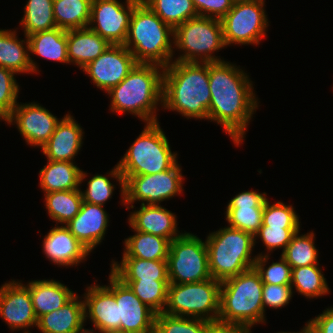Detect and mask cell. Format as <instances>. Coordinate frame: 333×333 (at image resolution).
Listing matches in <instances>:
<instances>
[{"label":"cell","mask_w":333,"mask_h":333,"mask_svg":"<svg viewBox=\"0 0 333 333\" xmlns=\"http://www.w3.org/2000/svg\"><path fill=\"white\" fill-rule=\"evenodd\" d=\"M211 277L219 282L254 267V236L229 226L209 233L205 240Z\"/></svg>","instance_id":"52a82bcc"},{"label":"cell","mask_w":333,"mask_h":333,"mask_svg":"<svg viewBox=\"0 0 333 333\" xmlns=\"http://www.w3.org/2000/svg\"><path fill=\"white\" fill-rule=\"evenodd\" d=\"M269 255L259 253L254 263L255 270L259 273L263 283L278 284V285H291L292 267L280 255L279 261L272 262L268 267L266 266Z\"/></svg>","instance_id":"ab89813d"},{"label":"cell","mask_w":333,"mask_h":333,"mask_svg":"<svg viewBox=\"0 0 333 333\" xmlns=\"http://www.w3.org/2000/svg\"><path fill=\"white\" fill-rule=\"evenodd\" d=\"M103 333H128V332L121 331V330H108V331H104Z\"/></svg>","instance_id":"816d5d0a"},{"label":"cell","mask_w":333,"mask_h":333,"mask_svg":"<svg viewBox=\"0 0 333 333\" xmlns=\"http://www.w3.org/2000/svg\"><path fill=\"white\" fill-rule=\"evenodd\" d=\"M291 287L298 294L314 299L330 293L327 280L319 264L292 268Z\"/></svg>","instance_id":"836d02e7"},{"label":"cell","mask_w":333,"mask_h":333,"mask_svg":"<svg viewBox=\"0 0 333 333\" xmlns=\"http://www.w3.org/2000/svg\"><path fill=\"white\" fill-rule=\"evenodd\" d=\"M24 37V40L19 39L16 30L0 29V67L10 69L16 74L39 72L36 61L29 54L28 38Z\"/></svg>","instance_id":"cb8c5ba5"},{"label":"cell","mask_w":333,"mask_h":333,"mask_svg":"<svg viewBox=\"0 0 333 333\" xmlns=\"http://www.w3.org/2000/svg\"><path fill=\"white\" fill-rule=\"evenodd\" d=\"M177 162L172 168L148 175H122L125 181L126 210L133 209L134 202L145 205H160L183 193V174Z\"/></svg>","instance_id":"8fae6325"},{"label":"cell","mask_w":333,"mask_h":333,"mask_svg":"<svg viewBox=\"0 0 333 333\" xmlns=\"http://www.w3.org/2000/svg\"><path fill=\"white\" fill-rule=\"evenodd\" d=\"M26 286L30 290L37 319L58 310L76 295L72 289L54 279L29 281Z\"/></svg>","instance_id":"4316f807"},{"label":"cell","mask_w":333,"mask_h":333,"mask_svg":"<svg viewBox=\"0 0 333 333\" xmlns=\"http://www.w3.org/2000/svg\"><path fill=\"white\" fill-rule=\"evenodd\" d=\"M209 63L172 61L164 67L162 107L187 119L208 120Z\"/></svg>","instance_id":"7a4b0ae2"},{"label":"cell","mask_w":333,"mask_h":333,"mask_svg":"<svg viewBox=\"0 0 333 333\" xmlns=\"http://www.w3.org/2000/svg\"><path fill=\"white\" fill-rule=\"evenodd\" d=\"M29 54L37 55L50 61L69 64L67 53V31L56 27L27 36Z\"/></svg>","instance_id":"f546056e"},{"label":"cell","mask_w":333,"mask_h":333,"mask_svg":"<svg viewBox=\"0 0 333 333\" xmlns=\"http://www.w3.org/2000/svg\"><path fill=\"white\" fill-rule=\"evenodd\" d=\"M293 293L295 292L291 285L263 283L262 304L264 313L267 306L272 309L286 307L290 303Z\"/></svg>","instance_id":"f6af8a7d"},{"label":"cell","mask_w":333,"mask_h":333,"mask_svg":"<svg viewBox=\"0 0 333 333\" xmlns=\"http://www.w3.org/2000/svg\"><path fill=\"white\" fill-rule=\"evenodd\" d=\"M246 1H258V0H234V2H246Z\"/></svg>","instance_id":"f5cc1de1"},{"label":"cell","mask_w":333,"mask_h":333,"mask_svg":"<svg viewBox=\"0 0 333 333\" xmlns=\"http://www.w3.org/2000/svg\"><path fill=\"white\" fill-rule=\"evenodd\" d=\"M174 30L143 1L133 9L124 46L137 63L168 66L173 61Z\"/></svg>","instance_id":"5b68a950"},{"label":"cell","mask_w":333,"mask_h":333,"mask_svg":"<svg viewBox=\"0 0 333 333\" xmlns=\"http://www.w3.org/2000/svg\"><path fill=\"white\" fill-rule=\"evenodd\" d=\"M96 328L93 330V329H85L84 326L82 328H80L78 331H76L75 333H103L101 332L100 330H98L97 332Z\"/></svg>","instance_id":"f907efd6"},{"label":"cell","mask_w":333,"mask_h":333,"mask_svg":"<svg viewBox=\"0 0 333 333\" xmlns=\"http://www.w3.org/2000/svg\"><path fill=\"white\" fill-rule=\"evenodd\" d=\"M164 67L137 63L128 75L107 92L113 113H130L146 123L158 122L156 109L163 103Z\"/></svg>","instance_id":"3957f363"},{"label":"cell","mask_w":333,"mask_h":333,"mask_svg":"<svg viewBox=\"0 0 333 333\" xmlns=\"http://www.w3.org/2000/svg\"><path fill=\"white\" fill-rule=\"evenodd\" d=\"M111 272L121 281H169L167 260H145L122 257L112 260Z\"/></svg>","instance_id":"f1b7e54d"},{"label":"cell","mask_w":333,"mask_h":333,"mask_svg":"<svg viewBox=\"0 0 333 333\" xmlns=\"http://www.w3.org/2000/svg\"><path fill=\"white\" fill-rule=\"evenodd\" d=\"M265 192L256 190L239 192L226 207L225 218L229 227L251 233L253 236L262 226L263 209L268 199Z\"/></svg>","instance_id":"ac0fdd59"},{"label":"cell","mask_w":333,"mask_h":333,"mask_svg":"<svg viewBox=\"0 0 333 333\" xmlns=\"http://www.w3.org/2000/svg\"><path fill=\"white\" fill-rule=\"evenodd\" d=\"M198 16L222 19L233 7L234 0H192Z\"/></svg>","instance_id":"bcb514c9"},{"label":"cell","mask_w":333,"mask_h":333,"mask_svg":"<svg viewBox=\"0 0 333 333\" xmlns=\"http://www.w3.org/2000/svg\"><path fill=\"white\" fill-rule=\"evenodd\" d=\"M177 162V152L171 151L159 121L146 123L120 161L106 174L118 182L121 203L125 205V181L122 175L155 174L172 168Z\"/></svg>","instance_id":"277c9868"},{"label":"cell","mask_w":333,"mask_h":333,"mask_svg":"<svg viewBox=\"0 0 333 333\" xmlns=\"http://www.w3.org/2000/svg\"><path fill=\"white\" fill-rule=\"evenodd\" d=\"M60 120L39 103L18 102L5 123L16 124L27 145L41 148L49 140Z\"/></svg>","instance_id":"2e32d148"},{"label":"cell","mask_w":333,"mask_h":333,"mask_svg":"<svg viewBox=\"0 0 333 333\" xmlns=\"http://www.w3.org/2000/svg\"><path fill=\"white\" fill-rule=\"evenodd\" d=\"M263 282L255 268L221 282L218 320L252 328L264 324Z\"/></svg>","instance_id":"8992f818"},{"label":"cell","mask_w":333,"mask_h":333,"mask_svg":"<svg viewBox=\"0 0 333 333\" xmlns=\"http://www.w3.org/2000/svg\"><path fill=\"white\" fill-rule=\"evenodd\" d=\"M184 232L170 242L167 257L169 283H194L212 278L205 241Z\"/></svg>","instance_id":"30bf717a"},{"label":"cell","mask_w":333,"mask_h":333,"mask_svg":"<svg viewBox=\"0 0 333 333\" xmlns=\"http://www.w3.org/2000/svg\"><path fill=\"white\" fill-rule=\"evenodd\" d=\"M300 230V227L261 226L254 235V245H256V240L259 238L263 242V246L266 247L267 253L265 252V255H271L269 253L280 248L283 252L292 237Z\"/></svg>","instance_id":"b9f144b4"},{"label":"cell","mask_w":333,"mask_h":333,"mask_svg":"<svg viewBox=\"0 0 333 333\" xmlns=\"http://www.w3.org/2000/svg\"><path fill=\"white\" fill-rule=\"evenodd\" d=\"M111 44L89 27L67 31V53L69 64L79 69L95 60Z\"/></svg>","instance_id":"d4e9b609"},{"label":"cell","mask_w":333,"mask_h":333,"mask_svg":"<svg viewBox=\"0 0 333 333\" xmlns=\"http://www.w3.org/2000/svg\"><path fill=\"white\" fill-rule=\"evenodd\" d=\"M209 89L211 101L208 120L222 126L235 146L241 145L254 111L259 109L249 75L231 62H211Z\"/></svg>","instance_id":"6da1fadb"},{"label":"cell","mask_w":333,"mask_h":333,"mask_svg":"<svg viewBox=\"0 0 333 333\" xmlns=\"http://www.w3.org/2000/svg\"><path fill=\"white\" fill-rule=\"evenodd\" d=\"M109 178L102 174H95L90 178L87 181L86 190H81L83 202L104 206L106 201L112 198L114 189H116Z\"/></svg>","instance_id":"ee69618b"},{"label":"cell","mask_w":333,"mask_h":333,"mask_svg":"<svg viewBox=\"0 0 333 333\" xmlns=\"http://www.w3.org/2000/svg\"><path fill=\"white\" fill-rule=\"evenodd\" d=\"M207 320L157 313L154 333H206Z\"/></svg>","instance_id":"f35d334b"},{"label":"cell","mask_w":333,"mask_h":333,"mask_svg":"<svg viewBox=\"0 0 333 333\" xmlns=\"http://www.w3.org/2000/svg\"><path fill=\"white\" fill-rule=\"evenodd\" d=\"M221 282L210 278L194 283H169L163 313L218 320Z\"/></svg>","instance_id":"9c48e42d"},{"label":"cell","mask_w":333,"mask_h":333,"mask_svg":"<svg viewBox=\"0 0 333 333\" xmlns=\"http://www.w3.org/2000/svg\"><path fill=\"white\" fill-rule=\"evenodd\" d=\"M277 333H318L315 326L311 323V321L309 320L305 326L303 327V329H301V331H297V332H277Z\"/></svg>","instance_id":"681fc988"},{"label":"cell","mask_w":333,"mask_h":333,"mask_svg":"<svg viewBox=\"0 0 333 333\" xmlns=\"http://www.w3.org/2000/svg\"><path fill=\"white\" fill-rule=\"evenodd\" d=\"M292 205L278 201L271 204L268 199L263 209L262 226L300 227V220Z\"/></svg>","instance_id":"60d3db41"},{"label":"cell","mask_w":333,"mask_h":333,"mask_svg":"<svg viewBox=\"0 0 333 333\" xmlns=\"http://www.w3.org/2000/svg\"><path fill=\"white\" fill-rule=\"evenodd\" d=\"M84 131L70 113L57 123L49 140L41 147L47 160L73 162L81 150Z\"/></svg>","instance_id":"7402d4cb"},{"label":"cell","mask_w":333,"mask_h":333,"mask_svg":"<svg viewBox=\"0 0 333 333\" xmlns=\"http://www.w3.org/2000/svg\"><path fill=\"white\" fill-rule=\"evenodd\" d=\"M251 329L237 323L220 320L207 321L206 333H251Z\"/></svg>","instance_id":"7dc6e473"},{"label":"cell","mask_w":333,"mask_h":333,"mask_svg":"<svg viewBox=\"0 0 333 333\" xmlns=\"http://www.w3.org/2000/svg\"><path fill=\"white\" fill-rule=\"evenodd\" d=\"M82 297L84 300L85 323L92 322L101 332L120 330L118 304L114 294L105 286L94 283L88 286Z\"/></svg>","instance_id":"d6986e66"},{"label":"cell","mask_w":333,"mask_h":333,"mask_svg":"<svg viewBox=\"0 0 333 333\" xmlns=\"http://www.w3.org/2000/svg\"><path fill=\"white\" fill-rule=\"evenodd\" d=\"M220 19L197 16L174 29L173 48L182 54L173 61L211 63L224 61L214 52L225 48Z\"/></svg>","instance_id":"ba28073f"},{"label":"cell","mask_w":333,"mask_h":333,"mask_svg":"<svg viewBox=\"0 0 333 333\" xmlns=\"http://www.w3.org/2000/svg\"><path fill=\"white\" fill-rule=\"evenodd\" d=\"M92 0L89 28L111 45H124L131 14L141 0Z\"/></svg>","instance_id":"4fadbf2b"},{"label":"cell","mask_w":333,"mask_h":333,"mask_svg":"<svg viewBox=\"0 0 333 333\" xmlns=\"http://www.w3.org/2000/svg\"><path fill=\"white\" fill-rule=\"evenodd\" d=\"M85 324L84 301L75 295L58 310L44 314L38 319L41 333H75Z\"/></svg>","instance_id":"83f0119b"},{"label":"cell","mask_w":333,"mask_h":333,"mask_svg":"<svg viewBox=\"0 0 333 333\" xmlns=\"http://www.w3.org/2000/svg\"><path fill=\"white\" fill-rule=\"evenodd\" d=\"M45 208L56 225H66L80 211L83 200L81 189L44 193Z\"/></svg>","instance_id":"1f68e13d"},{"label":"cell","mask_w":333,"mask_h":333,"mask_svg":"<svg viewBox=\"0 0 333 333\" xmlns=\"http://www.w3.org/2000/svg\"><path fill=\"white\" fill-rule=\"evenodd\" d=\"M54 0H28L24 7V15L20 21L24 35L55 29L53 12Z\"/></svg>","instance_id":"e575fe53"},{"label":"cell","mask_w":333,"mask_h":333,"mask_svg":"<svg viewBox=\"0 0 333 333\" xmlns=\"http://www.w3.org/2000/svg\"><path fill=\"white\" fill-rule=\"evenodd\" d=\"M43 253L59 266L72 267L83 263L91 253L65 225H55L43 239Z\"/></svg>","instance_id":"ffe728a7"},{"label":"cell","mask_w":333,"mask_h":333,"mask_svg":"<svg viewBox=\"0 0 333 333\" xmlns=\"http://www.w3.org/2000/svg\"><path fill=\"white\" fill-rule=\"evenodd\" d=\"M298 231L282 252L281 256L292 268L319 264L313 231L300 235Z\"/></svg>","instance_id":"8d00e7d4"},{"label":"cell","mask_w":333,"mask_h":333,"mask_svg":"<svg viewBox=\"0 0 333 333\" xmlns=\"http://www.w3.org/2000/svg\"><path fill=\"white\" fill-rule=\"evenodd\" d=\"M173 30L198 16L192 0H141Z\"/></svg>","instance_id":"d590c367"},{"label":"cell","mask_w":333,"mask_h":333,"mask_svg":"<svg viewBox=\"0 0 333 333\" xmlns=\"http://www.w3.org/2000/svg\"><path fill=\"white\" fill-rule=\"evenodd\" d=\"M310 321L318 333H333V307L326 308Z\"/></svg>","instance_id":"c3c4849f"},{"label":"cell","mask_w":333,"mask_h":333,"mask_svg":"<svg viewBox=\"0 0 333 333\" xmlns=\"http://www.w3.org/2000/svg\"><path fill=\"white\" fill-rule=\"evenodd\" d=\"M109 219L102 205L83 202L79 213L65 226L92 252L104 240Z\"/></svg>","instance_id":"44dd1931"},{"label":"cell","mask_w":333,"mask_h":333,"mask_svg":"<svg viewBox=\"0 0 333 333\" xmlns=\"http://www.w3.org/2000/svg\"><path fill=\"white\" fill-rule=\"evenodd\" d=\"M14 71L0 67V118L5 121L18 104L20 86L15 79Z\"/></svg>","instance_id":"7bdbcfd3"},{"label":"cell","mask_w":333,"mask_h":333,"mask_svg":"<svg viewBox=\"0 0 333 333\" xmlns=\"http://www.w3.org/2000/svg\"><path fill=\"white\" fill-rule=\"evenodd\" d=\"M136 64L134 56L124 45H110L81 70L97 88L107 93L118 85Z\"/></svg>","instance_id":"9a60e30c"},{"label":"cell","mask_w":333,"mask_h":333,"mask_svg":"<svg viewBox=\"0 0 333 333\" xmlns=\"http://www.w3.org/2000/svg\"><path fill=\"white\" fill-rule=\"evenodd\" d=\"M87 172L80 169L75 162L47 160L39 171L40 188L44 193L81 189Z\"/></svg>","instance_id":"484cf974"},{"label":"cell","mask_w":333,"mask_h":333,"mask_svg":"<svg viewBox=\"0 0 333 333\" xmlns=\"http://www.w3.org/2000/svg\"><path fill=\"white\" fill-rule=\"evenodd\" d=\"M109 285H105L115 296L118 304L120 330L128 333H154L156 312L144 304L112 272L109 274Z\"/></svg>","instance_id":"5bb4252c"},{"label":"cell","mask_w":333,"mask_h":333,"mask_svg":"<svg viewBox=\"0 0 333 333\" xmlns=\"http://www.w3.org/2000/svg\"><path fill=\"white\" fill-rule=\"evenodd\" d=\"M92 0H54L56 26L65 31L89 26Z\"/></svg>","instance_id":"d6a6232c"},{"label":"cell","mask_w":333,"mask_h":333,"mask_svg":"<svg viewBox=\"0 0 333 333\" xmlns=\"http://www.w3.org/2000/svg\"><path fill=\"white\" fill-rule=\"evenodd\" d=\"M128 223L134 230L161 236L170 241L182 234L177 228V216L161 205L141 204L138 210L130 213Z\"/></svg>","instance_id":"603a6c76"},{"label":"cell","mask_w":333,"mask_h":333,"mask_svg":"<svg viewBox=\"0 0 333 333\" xmlns=\"http://www.w3.org/2000/svg\"><path fill=\"white\" fill-rule=\"evenodd\" d=\"M132 235L124 240L122 257H135L145 260H167L170 250V240L161 236L134 230Z\"/></svg>","instance_id":"4dcf8cb0"},{"label":"cell","mask_w":333,"mask_h":333,"mask_svg":"<svg viewBox=\"0 0 333 333\" xmlns=\"http://www.w3.org/2000/svg\"><path fill=\"white\" fill-rule=\"evenodd\" d=\"M0 317L13 332L31 333L27 329L37 327L30 290L22 281L12 280L0 287Z\"/></svg>","instance_id":"e0dca14e"},{"label":"cell","mask_w":333,"mask_h":333,"mask_svg":"<svg viewBox=\"0 0 333 333\" xmlns=\"http://www.w3.org/2000/svg\"><path fill=\"white\" fill-rule=\"evenodd\" d=\"M156 313H162L167 302L169 281H122Z\"/></svg>","instance_id":"74e56055"},{"label":"cell","mask_w":333,"mask_h":333,"mask_svg":"<svg viewBox=\"0 0 333 333\" xmlns=\"http://www.w3.org/2000/svg\"><path fill=\"white\" fill-rule=\"evenodd\" d=\"M265 0L234 2L221 19L226 47L231 44L258 45L267 35L269 26ZM265 6V7H264Z\"/></svg>","instance_id":"7c38bea8"}]
</instances>
